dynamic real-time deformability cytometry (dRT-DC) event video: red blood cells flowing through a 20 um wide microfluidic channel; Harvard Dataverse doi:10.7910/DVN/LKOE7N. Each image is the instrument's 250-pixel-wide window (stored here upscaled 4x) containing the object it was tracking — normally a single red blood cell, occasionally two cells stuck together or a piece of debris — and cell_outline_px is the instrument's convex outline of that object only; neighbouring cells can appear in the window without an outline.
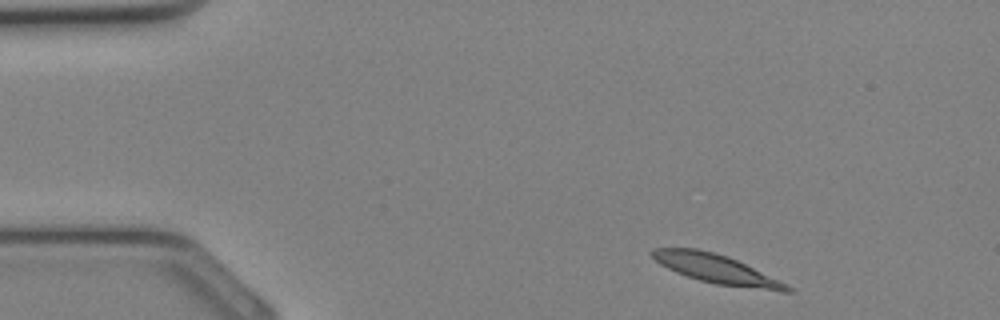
{"species": "Egyptian fruit bat (a non-hibernating species)", "species_latin": "Rousettus aegyptiacus", "temperature_condition": "cold", "stored_images_in_passage": 32, "camera_frame_rate_fps": 3000, "um_per_image_px": 0.085, "animal": {"sex": "female"}, "frame": {"image": 1, "passage_image": 2, "time_ms": 0.333, "image_size_px": [1000, 320], "cell_outline_px": [[792, 292], [784, 292], [716, 284], [700, 280], [676, 272], [660, 264], [648, 252], [652, 248], [696, 248], [728, 256], [788, 284], [792, 288]], "centroid_in_image_um": [60.89, 22.86], "position_along_channel_um": 24.1, "area_um2": 22.54}}
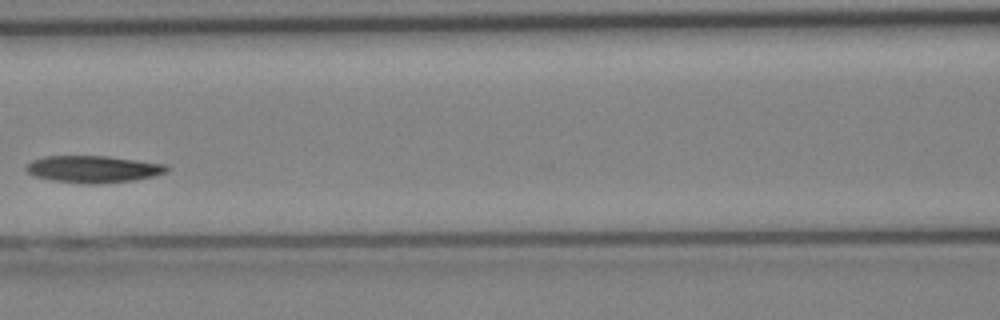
{"frame": {"image": 2, "passage_image": 13, "time_ms": 4.0, "image_size_px": [1000, 320], "cell_outline_px": [[168, 172], [136, 180], [100, 184], [84, 184], [52, 180], [36, 176], [28, 172], [24, 168], [32, 160], [44, 156], [108, 156], [164, 164], [168, 168]], "centroid_in_image_um": [7.92, 14.38], "position_along_channel_um": 158.7, "area_um2": 22.08}}
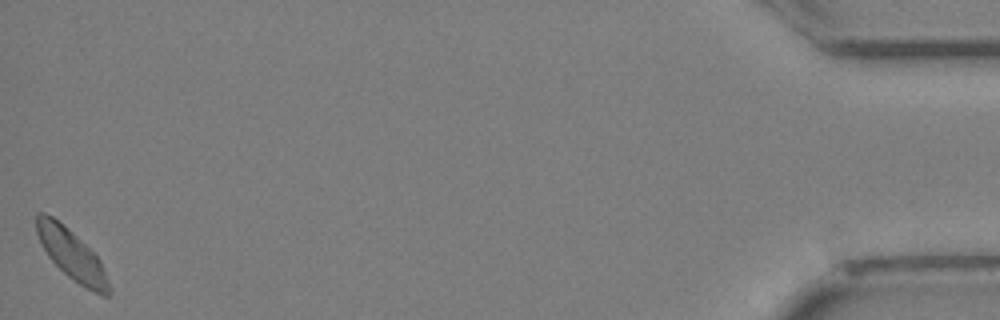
{"frame": {"image": 3, "passage_image": 32, "time_ms": 10.333, "image_size_px": [1000, 320], "cell_outline_px": [[112, 288], [108, 296], [100, 296], [80, 284], [68, 276], [48, 256], [36, 232], [36, 212], [44, 212], [52, 216], [72, 232], [100, 260]], "centroid_in_image_um": [6.11, 21.66], "position_along_channel_um": 429.1, "area_um2": 20.81}}